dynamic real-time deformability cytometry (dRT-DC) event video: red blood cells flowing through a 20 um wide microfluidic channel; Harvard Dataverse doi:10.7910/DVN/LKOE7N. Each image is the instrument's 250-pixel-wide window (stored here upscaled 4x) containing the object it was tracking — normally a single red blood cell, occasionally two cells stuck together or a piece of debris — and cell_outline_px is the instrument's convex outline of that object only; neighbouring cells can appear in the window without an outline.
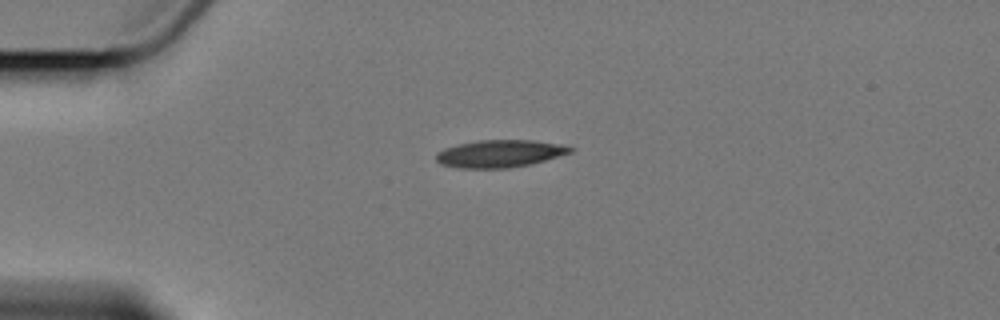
{"species": "Egyptian fruit bat (a non-hibernating species)", "species_latin": "Rousettus aegyptiacus", "temperature_condition": "cold", "stored_images_in_passage": 2, "camera_frame_rate_fps": 3000, "um_per_image_px": 0.085, "animal": {"sex": "female"}, "frame": {"image": 1, "passage_image": 1, "time_ms": 0.0, "image_size_px": [1000, 320], "cell_outline_px": [[576, 148], [572, 152], [532, 164], [508, 168], [456, 168], [440, 164], [436, 160], [436, 152], [444, 148], [460, 144], [480, 140], [532, 140], [560, 144]], "centroid_in_image_um": [42.48, 13.06], "position_along_channel_um": 42.5, "area_um2": 21.5}}